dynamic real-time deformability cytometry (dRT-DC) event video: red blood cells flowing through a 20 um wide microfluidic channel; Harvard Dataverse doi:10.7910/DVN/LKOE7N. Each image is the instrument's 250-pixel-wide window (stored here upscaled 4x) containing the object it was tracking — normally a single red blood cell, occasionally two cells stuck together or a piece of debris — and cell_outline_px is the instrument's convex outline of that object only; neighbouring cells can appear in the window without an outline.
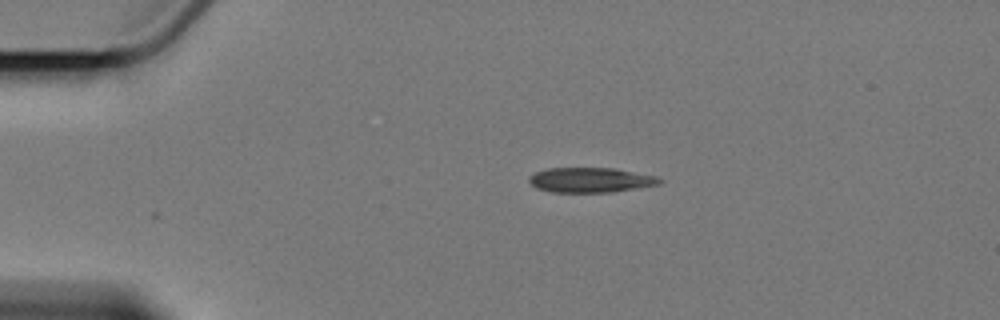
{"species": "Egyptian fruit bat (a non-hibernating species)", "species_latin": "Rousettus aegyptiacus", "temperature_condition": "cold", "stored_images_in_passage": 2, "camera_frame_rate_fps": 3000, "um_per_image_px": 0.085, "animal": {"sex": "female"}, "frame": {"image": 1, "passage_image": 1, "time_ms": 0.0, "image_size_px": [1000, 320], "cell_outline_px": [[664, 180], [660, 184], [612, 192], [552, 192], [536, 188], [528, 180], [536, 172], [548, 168], [612, 168], [656, 176]], "centroid_in_image_um": [50.21, 15.3], "position_along_channel_um": 34.8, "area_um2": 18.73}}